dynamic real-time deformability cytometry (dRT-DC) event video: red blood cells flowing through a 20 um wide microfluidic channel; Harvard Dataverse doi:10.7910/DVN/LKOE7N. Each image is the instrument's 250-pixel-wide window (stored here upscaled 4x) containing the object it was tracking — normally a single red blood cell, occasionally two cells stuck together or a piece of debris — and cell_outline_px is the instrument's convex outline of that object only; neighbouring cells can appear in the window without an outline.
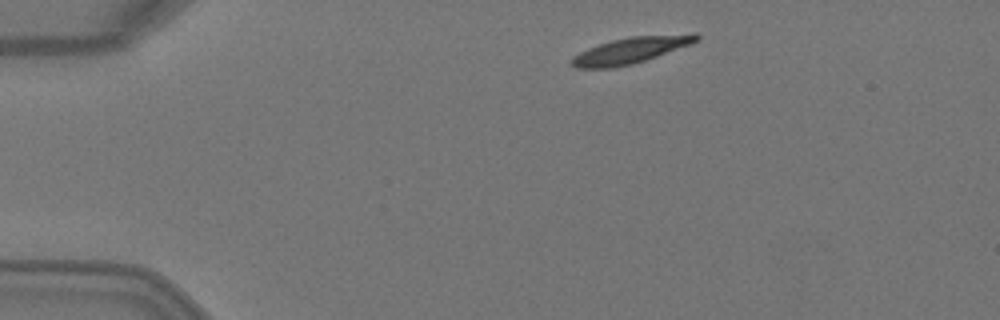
{"species": "Egyptian fruit bat (a non-hibernating species)", "species_latin": "Rousettus aegyptiacus", "temperature_condition": "warm", "stored_images_in_passage": 3, "segment_of_instrument_passage": [1, 2], "camera_frame_rate_fps": 3000, "um_per_image_px": 0.085, "animal": {"sex": "female"}, "frame": {"image": 1, "passage_image": 1, "time_ms": 0.0, "image_size_px": [1000, 320], "cell_outline_px": [[700, 40], [692, 44], [632, 64], [612, 68], [576, 68], [572, 64], [572, 56], [588, 48], [612, 40], [628, 36], [696, 32], [700, 36]], "centroid_in_image_um": [53.69, 4.24], "position_along_channel_um": 31.3, "area_um2": 19.25}}